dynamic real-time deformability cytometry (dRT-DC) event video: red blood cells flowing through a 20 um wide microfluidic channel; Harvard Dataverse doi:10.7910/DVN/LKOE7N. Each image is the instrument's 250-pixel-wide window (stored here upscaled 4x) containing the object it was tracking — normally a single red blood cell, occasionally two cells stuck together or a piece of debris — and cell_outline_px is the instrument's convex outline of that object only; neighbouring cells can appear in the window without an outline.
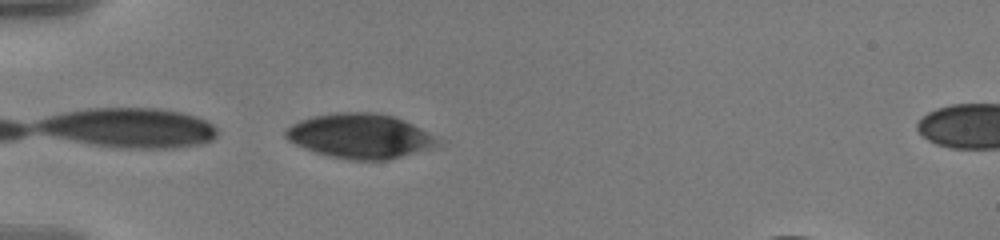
{"species": "human", "species_latin": "Homo sapiens", "temperature_condition": "warm", "stored_images_in_passage": 24, "camera_frame_rate_fps": 3000, "um_per_image_px": 0.085, "donor": {"sex": "male"}, "frame": {"image": 1, "passage_image": 1, "time_ms": 0.0, "image_size_px": [1000, 240], "cell_outline_px": [[444, 144], [388, 160], [348, 160], [328, 156], [304, 148], [288, 140], [284, 136], [284, 128], [300, 120], [312, 116], [336, 112], [376, 112], [392, 116], [404, 120], [412, 124], [440, 140]], "centroid_in_image_um": [30.57, 11.56], "position_along_channel_um": 54.4, "area_um2": 39.59}}
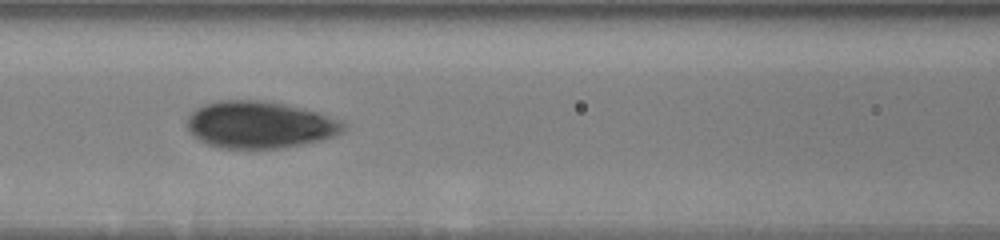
{"frame": {"image": 2, "passage_image": 10, "time_ms": 3.0, "image_size_px": [1000, 240], "cell_outline_px": [[344, 128], [340, 132], [332, 136], [320, 140], [280, 148], [220, 148], [208, 144], [200, 140], [188, 128], [188, 116], [196, 108], [204, 104], [216, 100], [264, 100], [284, 104], [316, 112], [344, 120]], "centroid_in_image_um": [22.06, 10.59], "position_along_channel_um": 144.5, "area_um2": 42.43}}
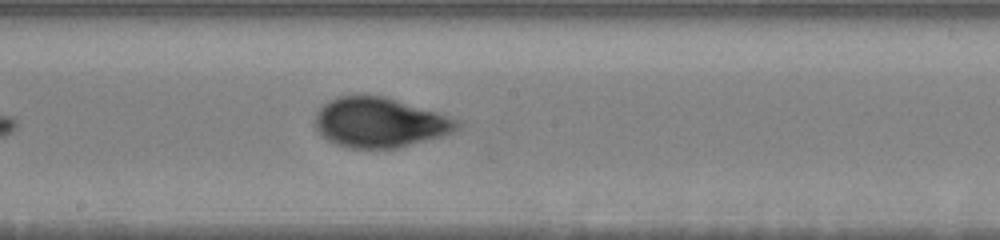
{"frame": {"image": 3, "passage_image": 16, "time_ms": 5.0, "image_size_px": [1000, 240], "cell_outline_px": [[464, 120], [460, 128], [456, 132], [444, 136], [400, 148], [348, 148], [336, 144], [328, 140], [316, 128], [316, 112], [328, 100], [336, 96], [384, 96]], "centroid_in_image_um": [32.37, 10.43], "position_along_channel_um": 215.8, "area_um2": 41.62}}